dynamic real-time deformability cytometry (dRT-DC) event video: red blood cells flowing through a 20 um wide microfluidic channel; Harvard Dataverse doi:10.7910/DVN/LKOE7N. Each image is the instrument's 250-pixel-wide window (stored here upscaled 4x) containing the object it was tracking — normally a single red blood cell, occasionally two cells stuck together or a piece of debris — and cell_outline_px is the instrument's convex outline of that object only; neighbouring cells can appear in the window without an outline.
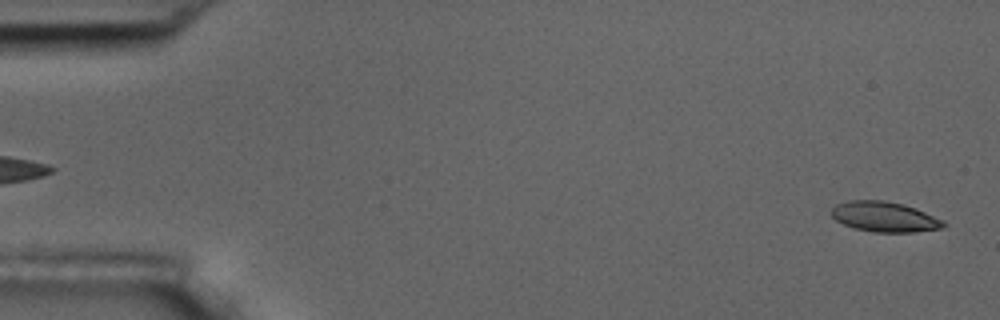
{"species": "common noctule bat (a hibernating species)", "species_latin": "Nyctalus noctula", "temperature_condition": "room temperature", "stored_images_in_passage": 4, "segment_of_instrument_passage": [2, 2], "camera_frame_rate_fps": 3000, "um_per_image_px": 0.085, "animal": {"sex": "male", "body_mass_g": 17.5, "forearm_length_mm": 52.3}, "frame": {"image": 1, "passage_image": 4, "time_ms": 4.333, "image_size_px": [1000, 320], "cell_outline_px": [[948, 224], [944, 228], [912, 232], [872, 232], [852, 228], [836, 220], [828, 212], [836, 204], [848, 200], [884, 200], [904, 204], [916, 208], [944, 220]], "centroid_in_image_um": [75.18, 18.42], "position_along_channel_um": 9.8, "area_um2": 20.06}}